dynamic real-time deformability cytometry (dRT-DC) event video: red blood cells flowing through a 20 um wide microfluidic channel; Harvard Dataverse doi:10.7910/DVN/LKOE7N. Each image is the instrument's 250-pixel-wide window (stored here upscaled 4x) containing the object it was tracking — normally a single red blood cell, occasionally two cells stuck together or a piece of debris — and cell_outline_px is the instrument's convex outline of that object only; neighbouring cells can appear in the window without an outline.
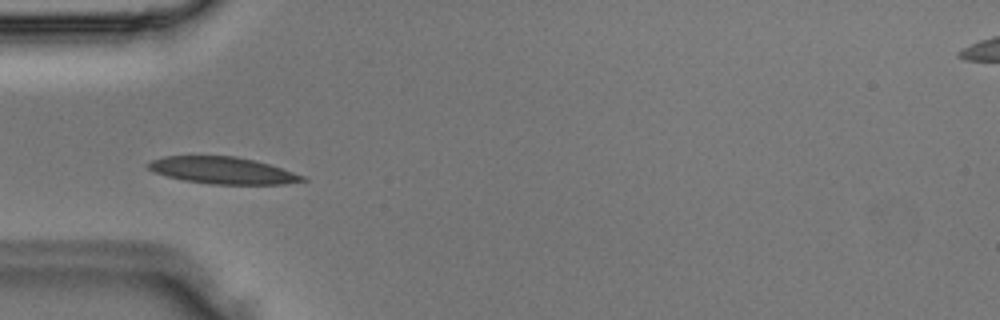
{"species": "Egyptian fruit bat (a non-hibernating species)", "species_latin": "Rousettus aegyptiacus", "temperature_condition": "room temperature", "stored_images_in_passage": 2, "camera_frame_rate_fps": 3000, "um_per_image_px": 0.085, "animal": {"sex": "male"}, "frame": {"image": 1, "passage_image": 2, "time_ms": 0.333, "image_size_px": [1000, 320], "cell_outline_px": [[308, 180], [284, 184], [212, 184], [184, 180], [168, 176], [156, 172], [148, 168], [148, 164], [152, 160], [164, 156], [236, 156], [268, 164], [308, 176]], "centroid_in_image_um": [18.99, 14.49], "position_along_channel_um": 66.0, "area_um2": 23.93}}